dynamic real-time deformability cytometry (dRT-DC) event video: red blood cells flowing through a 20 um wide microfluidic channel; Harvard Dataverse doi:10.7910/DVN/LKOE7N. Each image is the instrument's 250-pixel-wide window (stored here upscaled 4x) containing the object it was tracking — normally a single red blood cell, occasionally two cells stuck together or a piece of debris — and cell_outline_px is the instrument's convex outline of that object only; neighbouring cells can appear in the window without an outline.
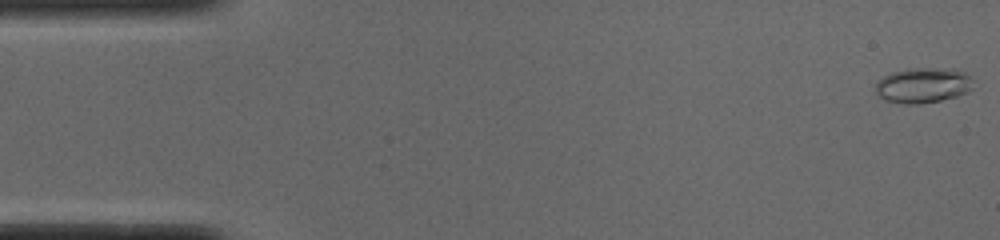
{"species": "common noctule bat (a hibernating species)", "species_latin": "Nyctalus noctula", "temperature_condition": "cold", "stored_images_in_passage": 51, "camera_frame_rate_fps": 3000, "um_per_image_px": 0.085, "animal": {"sex": "male", "body_mass_g": 19.0, "forearm_length_mm": 50.8}, "frame": {"image": 1, "passage_image": 1, "time_ms": 0.0, "image_size_px": [1000, 240], "cell_outline_px": [[972, 88], [968, 92], [956, 96], [940, 100], [920, 104], [908, 104], [884, 100], [876, 96], [876, 84], [884, 76], [892, 72], [908, 68], [952, 68], [964, 72], [972, 80]], "centroid_in_image_um": [78.44, 7.25], "position_along_channel_um": 6.6, "area_um2": 20.11}}
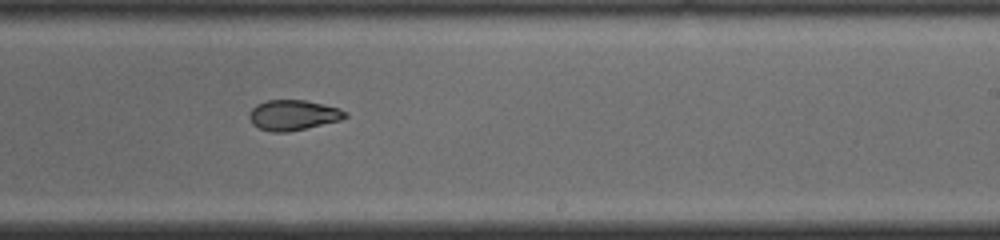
{"frame": {"image": 2, "passage_image": 31, "time_ms": 10.0, "image_size_px": [1000, 240], "cell_outline_px": [[348, 116], [340, 120], [288, 132], [272, 132], [260, 128], [252, 124], [248, 116], [252, 108], [256, 104], [268, 100], [304, 100], [340, 108], [348, 112]], "centroid_in_image_um": [24.91, 9.78], "position_along_channel_um": 264.1, "area_um2": 16.88}}
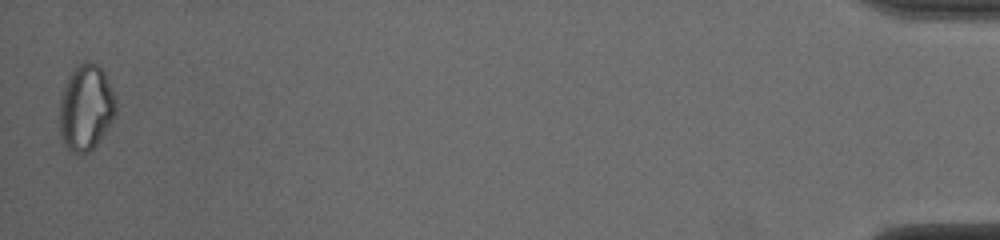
{"frame": {"image": 3, "passage_image": 51, "time_ms": 16.667, "image_size_px": [1000, 240], "cell_outline_px": [[116, 112], [108, 128], [96, 144], [88, 152], [80, 156], [64, 148], [60, 136], [60, 96], [64, 84], [68, 76], [80, 64], [88, 60], [92, 60], [100, 64], [112, 88], [116, 100]], "centroid_in_image_um": [7.29, 9.16], "position_along_channel_um": 427.9, "area_um2": 28.67}, "authors_computed_cell_mechanics": {"area_um2": 18.1492, "velocity_mm_per_s": 3.8976, "shape_relaxation_time_tau1_ms": null, "shape_relaxation_time_tau2_ms": 3.7706, "deformation_change_tau1": null, "deformation_change_tau2": 0.0891}}